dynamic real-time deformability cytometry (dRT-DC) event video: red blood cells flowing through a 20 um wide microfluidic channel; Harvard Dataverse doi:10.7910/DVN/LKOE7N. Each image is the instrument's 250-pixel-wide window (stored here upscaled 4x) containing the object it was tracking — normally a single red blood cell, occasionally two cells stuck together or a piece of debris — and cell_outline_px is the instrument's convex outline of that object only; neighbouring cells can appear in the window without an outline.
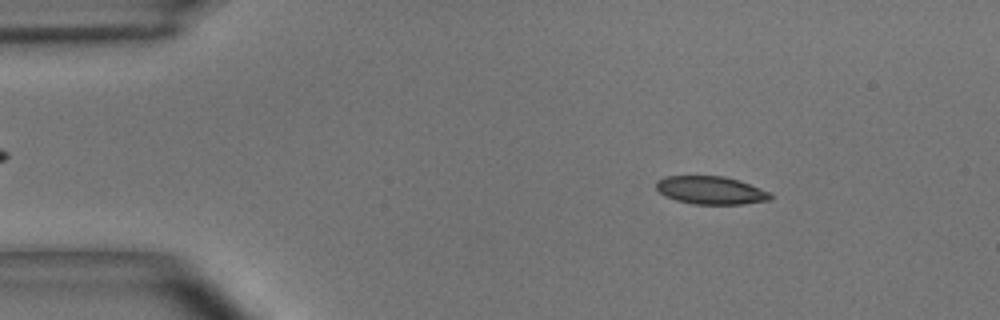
{"species": "common noctule bat (a hibernating species)", "species_latin": "Nyctalus noctula", "temperature_condition": "room temperature", "stored_images_in_passage": 47, "camera_frame_rate_fps": 3000, "um_per_image_px": 0.085, "animal": {"sex": "male", "body_mass_g": 15.6}, "frame": {"image": 1, "passage_image": 1, "time_ms": 0.0, "image_size_px": [1000, 320], "cell_outline_px": [[772, 200], [744, 204], [692, 204], [676, 200], [664, 196], [656, 188], [656, 180], [664, 176], [724, 176], [740, 180], [768, 192], [772, 196]], "centroid_in_image_um": [60.39, 16.17], "position_along_channel_um": 24.6, "area_um2": 18.73}}
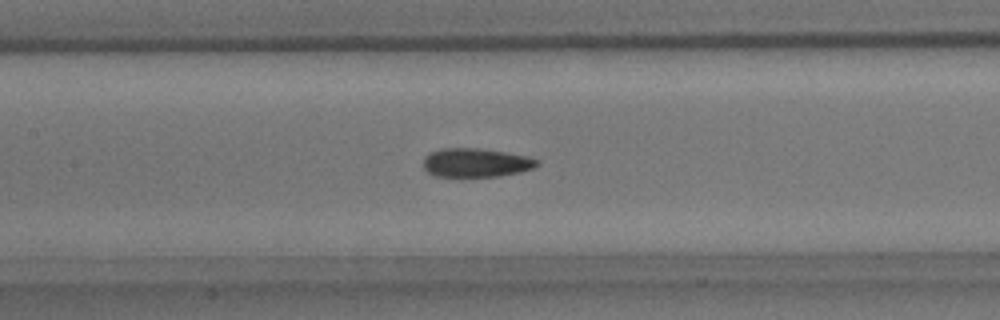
{"frame": {"image": 2, "passage_image": 18, "time_ms": 5.667, "image_size_px": [1000, 320], "cell_outline_px": [[540, 164], [532, 168], [520, 172], [500, 176], [432, 176], [424, 168], [424, 156], [440, 148], [476, 148], [504, 152], [524, 156], [540, 160]], "centroid_in_image_um": [40.44, 13.83], "position_along_channel_um": 167.0, "area_um2": 18.96}}
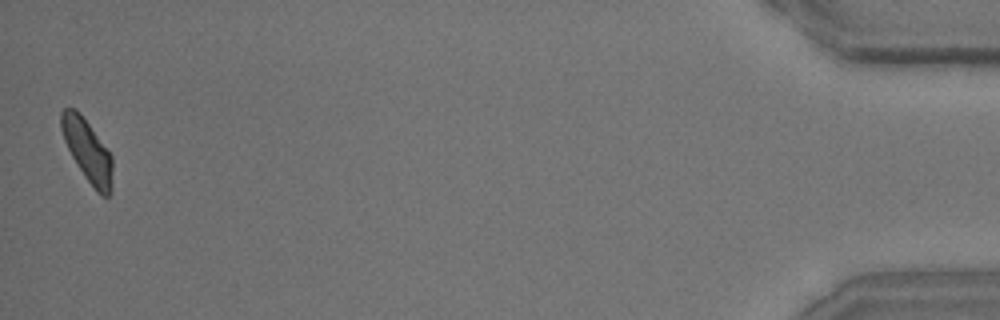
{"frame": {"image": 3, "passage_image": 47, "time_ms": 15.333, "image_size_px": [1000, 320], "cell_outline_px": [[112, 192], [108, 196], [104, 196], [96, 192], [84, 176], [72, 156], [64, 140], [60, 128], [60, 112], [64, 108], [76, 108], [80, 112], [112, 156]], "centroid_in_image_um": [7.43, 12.8], "position_along_channel_um": 427.8, "area_um2": 18.55}, "authors_computed_cell_mechanics": {"area_um2": 19.1896, "velocity_mm_per_s": 3.6423, "shape_relaxation_time_tau1_ms": 5.3645, "shape_relaxation_time_tau2_ms": 2.0504, "deformation_change_tau1": 0.1622, "deformation_change_tau2": 0.0836}}